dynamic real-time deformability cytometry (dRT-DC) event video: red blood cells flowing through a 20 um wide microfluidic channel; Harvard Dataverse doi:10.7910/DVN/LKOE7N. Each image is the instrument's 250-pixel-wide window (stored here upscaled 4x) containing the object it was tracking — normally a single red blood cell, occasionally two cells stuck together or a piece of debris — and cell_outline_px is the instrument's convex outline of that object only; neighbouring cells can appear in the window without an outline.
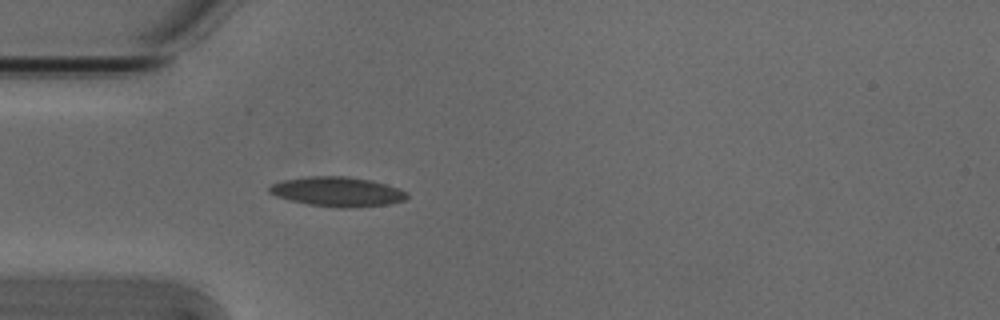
{"species": "Egyptian fruit bat (a non-hibernating species)", "species_latin": "Rousettus aegyptiacus", "temperature_condition": "cold", "stored_images_in_passage": 3, "camera_frame_rate_fps": 3000, "um_per_image_px": 0.085, "animal": {"sex": "male"}, "frame": {"image": 1, "passage_image": 3, "time_ms": 0.667, "image_size_px": [1000, 320], "cell_outline_px": [[408, 196], [404, 200], [392, 204], [352, 208], [336, 208], [308, 204], [288, 200], [276, 196], [268, 192], [268, 188], [272, 184], [284, 180], [308, 176], [348, 176], [372, 180], [400, 188], [408, 192]], "centroid_in_image_um": [28.71, 16.3], "position_along_channel_um": 56.3, "area_um2": 24.1}}